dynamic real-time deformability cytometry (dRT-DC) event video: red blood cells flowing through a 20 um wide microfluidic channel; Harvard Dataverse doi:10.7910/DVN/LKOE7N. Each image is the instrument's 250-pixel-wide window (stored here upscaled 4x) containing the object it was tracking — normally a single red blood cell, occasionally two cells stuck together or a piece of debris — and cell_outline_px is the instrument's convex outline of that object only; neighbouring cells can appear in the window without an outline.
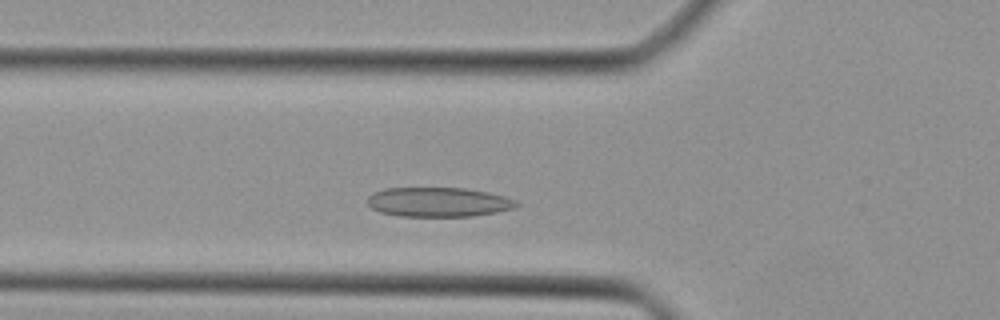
{"species": "Egyptian fruit bat (a non-hibernating species)", "species_latin": "Rousettus aegyptiacus", "temperature_condition": "cold", "stored_images_in_passage": 31, "camera_frame_rate_fps": 3000, "um_per_image_px": 0.085, "animal": {"sex": "female"}, "frame": {"image": 1, "passage_image": 2, "time_ms": 0.333, "image_size_px": [1000, 320], "cell_outline_px": [[520, 204], [516, 208], [496, 212], [472, 216], [400, 216], [380, 212], [372, 208], [368, 204], [368, 196], [372, 192], [384, 188], [464, 188], [488, 192], [504, 196], [516, 200]], "centroid_in_image_um": [37.27, 17.17], "position_along_channel_um": 88.5, "area_um2": 25.66}}
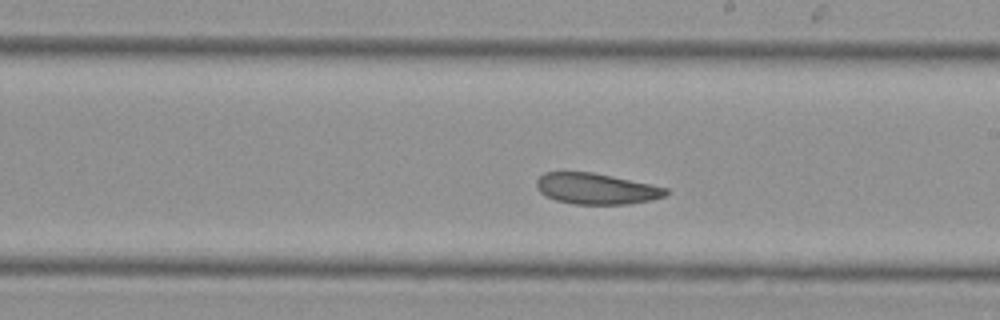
{"frame": {"image": 2, "passage_image": 12, "time_ms": 3.667, "image_size_px": [1000, 320], "cell_outline_px": [[668, 192], [664, 196], [652, 200], [628, 204], [572, 204], [556, 200], [540, 192], [536, 188], [536, 180], [544, 172], [592, 172], [652, 184], [668, 188]], "centroid_in_image_um": [50.68, 16.04], "position_along_channel_um": 238.3, "area_um2": 23.35}}
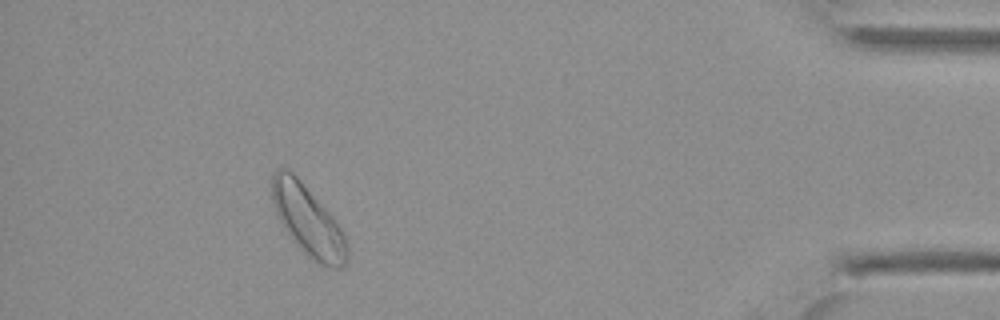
{"frame": {"image": 3, "passage_image": 27, "time_ms": 8.667, "image_size_px": [1000, 320], "cell_outline_px": [[348, 264], [344, 268], [328, 268], [320, 264], [308, 256], [292, 240], [284, 228], [276, 212], [272, 200], [272, 172], [276, 168], [288, 168], [296, 176], [332, 216], [344, 232], [348, 240]], "centroid_in_image_um": [26.21, 18.79], "position_along_channel_um": 409.0, "area_um2": 30.81}}